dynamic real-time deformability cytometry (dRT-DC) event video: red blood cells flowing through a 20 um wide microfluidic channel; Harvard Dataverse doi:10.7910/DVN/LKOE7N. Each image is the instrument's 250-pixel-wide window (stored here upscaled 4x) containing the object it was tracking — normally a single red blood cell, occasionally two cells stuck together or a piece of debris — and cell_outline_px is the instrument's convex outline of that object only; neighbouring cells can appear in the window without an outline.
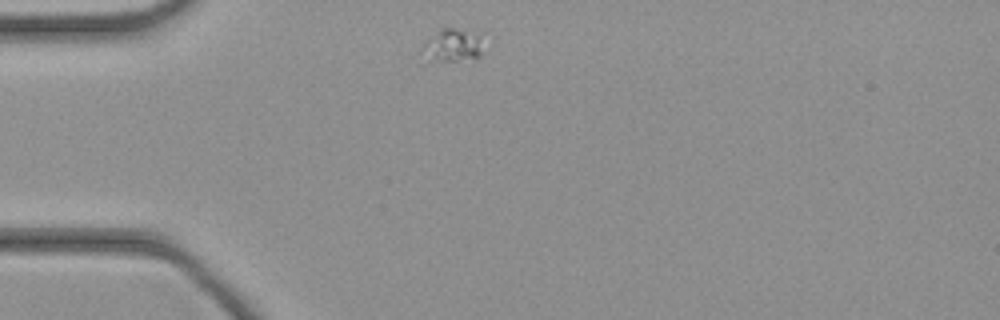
{"species": "common noctule bat (a hibernating species)", "species_latin": "Nyctalus noctula", "temperature_condition": "cold", "stored_images_in_passage": 36, "camera_frame_rate_fps": 3000, "um_per_image_px": 0.085, "animal": {"sex": "female", "body_mass_g": 21.9}, "frame": {"image": 1, "passage_image": 1, "time_ms": 0.0, "image_size_px": [1000, 320], "cell_outline_px": [[484, 52], [476, 60], [428, 60], [416, 52], [424, 40], [444, 28], [452, 28], [476, 36]], "centroid_in_image_um": [38.33, 3.93], "position_along_channel_um": 46.7, "area_um2": 11.62}}
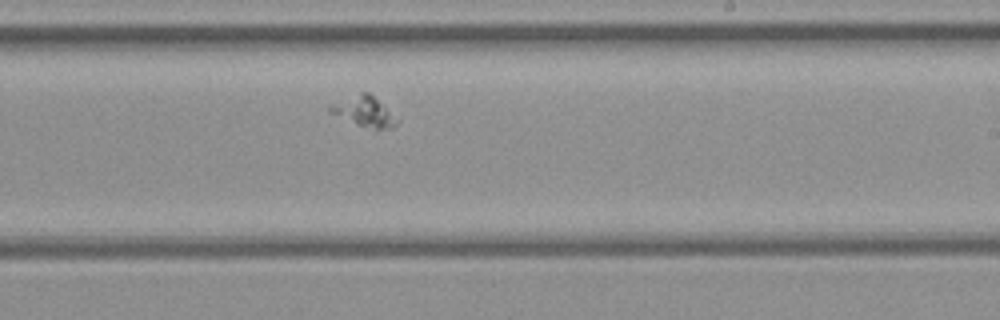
{"frame": {"image": 2, "passage_image": 17, "time_ms": 5.333, "image_size_px": [1000, 320], "cell_outline_px": [[396, 124], [392, 128], [376, 132], [328, 112], [328, 104], [360, 92], [368, 92], [384, 108]], "centroid_in_image_um": [30.83, 9.51], "position_along_channel_um": 258.2, "area_um2": 11.39}}
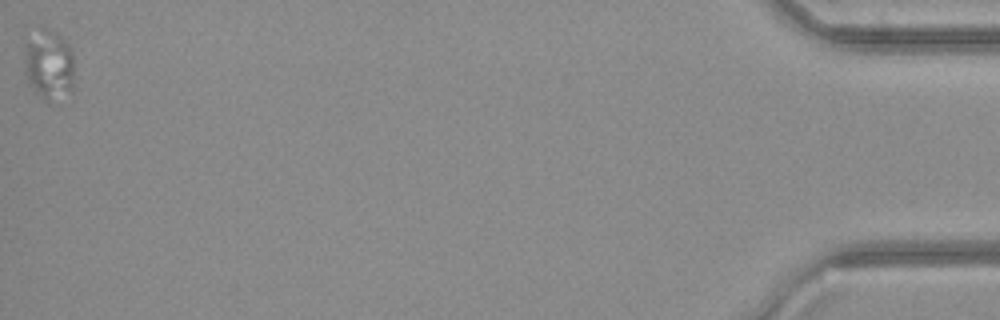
{"frame": {"image": 3, "passage_image": 36, "time_ms": 11.667, "image_size_px": [1000, 320], "cell_outline_px": [[72, 92], [48, 104], [28, 84], [24, 72], [24, 60], [28, 40], [44, 28], [48, 28], [56, 32], [68, 44], [72, 52]], "centroid_in_image_um": [4.15, 5.57], "position_along_channel_um": 431.0, "area_um2": 20.23}}